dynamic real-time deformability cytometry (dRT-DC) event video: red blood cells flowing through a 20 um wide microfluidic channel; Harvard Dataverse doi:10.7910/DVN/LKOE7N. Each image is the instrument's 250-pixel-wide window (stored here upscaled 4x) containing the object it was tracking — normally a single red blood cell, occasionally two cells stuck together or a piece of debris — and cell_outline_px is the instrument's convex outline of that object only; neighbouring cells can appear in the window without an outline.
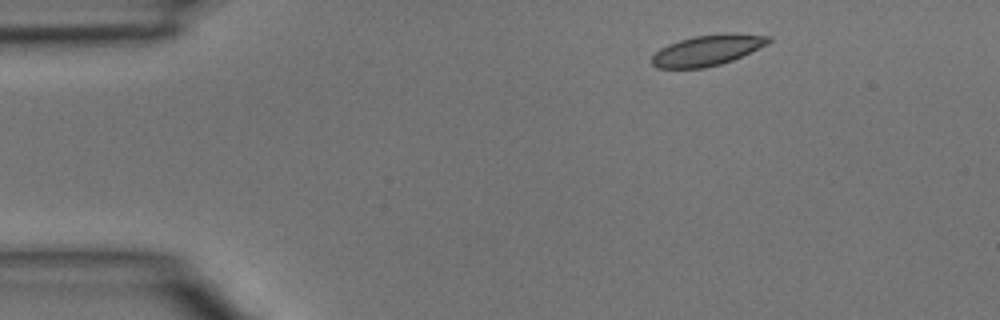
{"species": "common noctule bat (a hibernating species)", "species_latin": "Nyctalus noctula", "temperature_condition": "room temperature", "stored_images_in_passage": 3, "camera_frame_rate_fps": 3000, "um_per_image_px": 0.085, "animal": {"sex": "male", "body_mass_g": 15.6}, "frame": {"image": 1, "passage_image": 1, "time_ms": 0.0, "image_size_px": [1000, 320], "cell_outline_px": [[772, 40], [768, 44], [732, 60], [720, 64], [704, 68], [656, 68], [652, 64], [652, 56], [660, 48], [668, 44], [692, 36], [724, 32], [732, 32], [772, 36]], "centroid_in_image_um": [60.16, 4.25], "position_along_channel_um": 24.8, "area_um2": 21.1}}
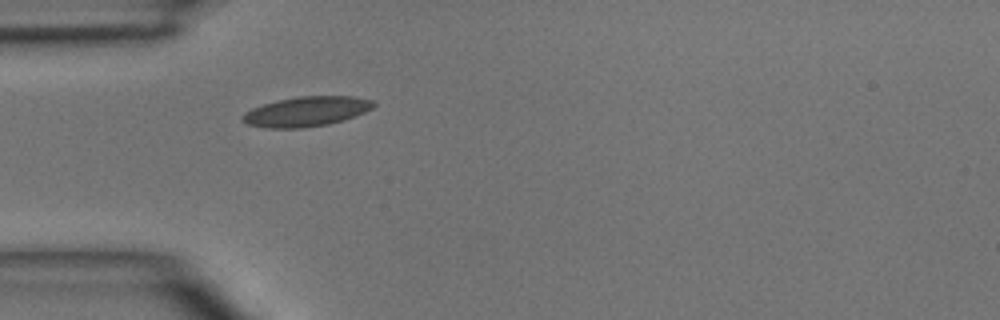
{"frame": {"image": 2, "passage_image": 3, "time_ms": 2.333, "image_size_px": [1000, 320], "cell_outline_px": [[376, 104], [372, 108], [364, 112], [328, 124], [300, 128], [264, 128], [248, 124], [240, 120], [240, 116], [244, 112], [252, 108], [264, 104], [280, 100], [300, 96], [352, 96], [376, 100]], "centroid_in_image_um": [26.01, 9.47], "position_along_channel_um": 59.0, "area_um2": 22.66}}